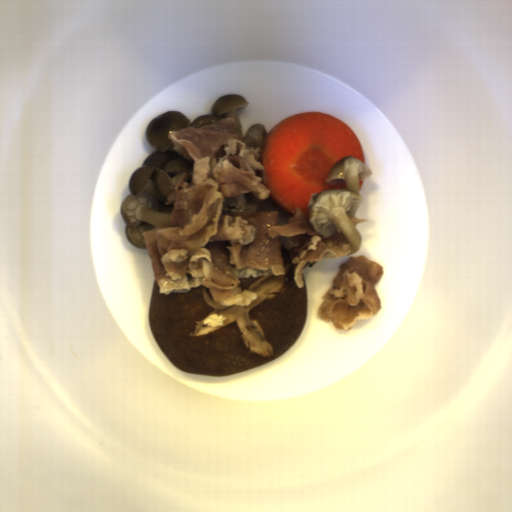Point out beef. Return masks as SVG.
I'll return each instance as SVG.
<instances>
[{"label": "beef", "instance_id": "obj_1", "mask_svg": "<svg viewBox=\"0 0 512 512\" xmlns=\"http://www.w3.org/2000/svg\"><path fill=\"white\" fill-rule=\"evenodd\" d=\"M237 127L227 117L168 135L174 151L191 163V182L184 172L179 176L166 197L165 205L174 203L169 223L142 233L159 294L205 286L215 304L249 306L258 294L243 291L241 279L287 272L282 237L292 241L288 256L301 289L307 265L352 251L342 233L324 238L306 213L296 207L291 213L270 199L258 174L265 170L262 149L247 147Z\"/></svg>", "mask_w": 512, "mask_h": 512}, {"label": "beef", "instance_id": "obj_2", "mask_svg": "<svg viewBox=\"0 0 512 512\" xmlns=\"http://www.w3.org/2000/svg\"><path fill=\"white\" fill-rule=\"evenodd\" d=\"M384 267L365 255L351 256L339 266L316 314L335 330L350 331L357 320L372 319L382 308L376 286Z\"/></svg>", "mask_w": 512, "mask_h": 512}]
</instances>
